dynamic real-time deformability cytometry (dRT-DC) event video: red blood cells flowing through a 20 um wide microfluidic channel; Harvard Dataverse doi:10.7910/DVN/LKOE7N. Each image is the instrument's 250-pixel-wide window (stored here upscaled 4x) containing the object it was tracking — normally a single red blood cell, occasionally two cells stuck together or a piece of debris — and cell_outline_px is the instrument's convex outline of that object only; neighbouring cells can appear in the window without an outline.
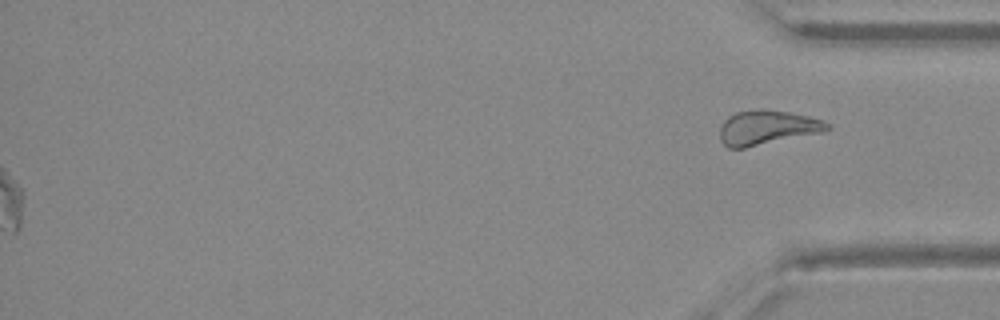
{"species": "Egyptian fruit bat (a non-hibernating species)", "species_latin": "Rousettus aegyptiacus", "temperature_condition": "warm", "stored_images_in_passage": 41, "segment_of_instrument_passage": [2, 2], "camera_frame_rate_fps": 3000, "um_per_image_px": 0.085, "animal": {"sex": "female"}, "frame": {"image": 1, "passage_image": 41, "time_ms": 13.333, "image_size_px": [1000, 320], "cell_outline_px": [[832, 128], [820, 132], [744, 148], [728, 148], [720, 140], [720, 128], [724, 120], [728, 116], [736, 112], [760, 108], [764, 108], [792, 112], [824, 120]], "centroid_in_image_um": [65.18, 10.82], "position_along_channel_um": 370.0, "area_um2": 21.56}}